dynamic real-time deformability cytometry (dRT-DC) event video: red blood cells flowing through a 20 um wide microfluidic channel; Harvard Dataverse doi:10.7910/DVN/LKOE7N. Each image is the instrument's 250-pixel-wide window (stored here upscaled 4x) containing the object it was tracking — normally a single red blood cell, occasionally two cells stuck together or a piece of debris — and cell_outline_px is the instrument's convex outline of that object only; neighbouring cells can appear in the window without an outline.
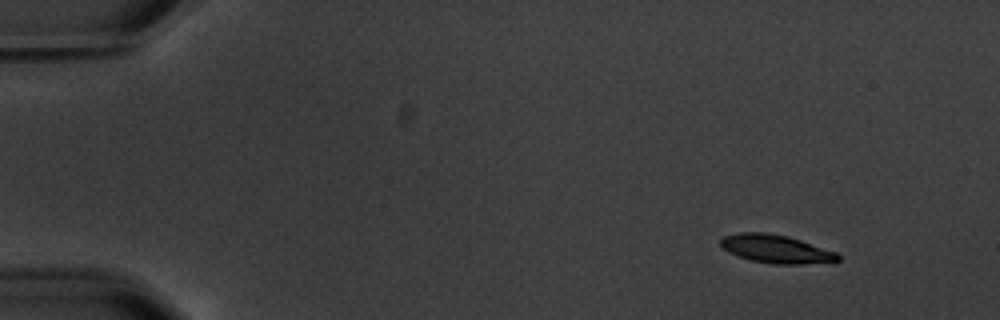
{"species": "common noctule bat (a hibernating species)", "species_latin": "Nyctalus noctula", "temperature_condition": "warm", "stored_images_in_passage": 5, "camera_frame_rate_fps": 3000, "um_per_image_px": 0.085, "animal": {"sex": "male", "body_mass_g": 20.1, "forearm_length_mm": 53.5}, "frame": {"image": 1, "passage_image": 1, "time_ms": 0.0, "image_size_px": [1000, 320], "cell_outline_px": [[840, 260], [800, 264], [772, 264], [752, 260], [736, 256], [728, 252], [720, 244], [720, 240], [724, 236], [740, 232], [768, 232], [788, 236], [836, 252], [840, 256]], "centroid_in_image_um": [65.92, 21.15], "position_along_channel_um": 19.1, "area_um2": 19.19}}
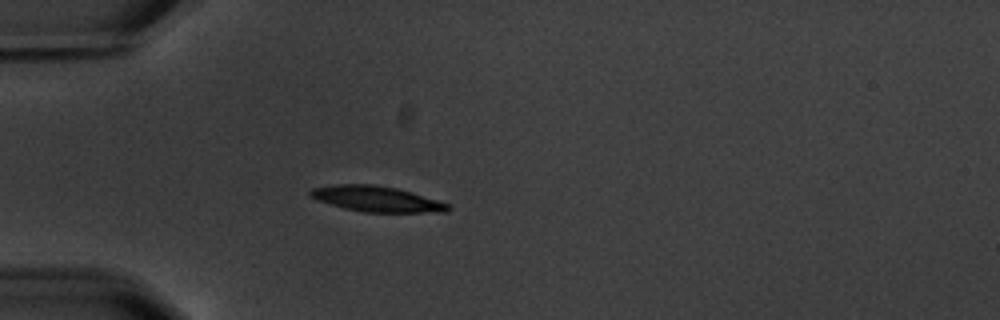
{"frame": {"image": 2, "passage_image": 4, "time_ms": 3.667, "image_size_px": [1000, 320], "cell_outline_px": [[452, 208], [448, 212], [364, 212], [344, 208], [316, 200], [308, 196], [308, 192], [312, 188], [336, 184], [372, 184], [396, 188], [412, 192], [452, 204]], "centroid_in_image_um": [32.03, 16.91], "position_along_channel_um": 53.0, "area_um2": 20.75}}